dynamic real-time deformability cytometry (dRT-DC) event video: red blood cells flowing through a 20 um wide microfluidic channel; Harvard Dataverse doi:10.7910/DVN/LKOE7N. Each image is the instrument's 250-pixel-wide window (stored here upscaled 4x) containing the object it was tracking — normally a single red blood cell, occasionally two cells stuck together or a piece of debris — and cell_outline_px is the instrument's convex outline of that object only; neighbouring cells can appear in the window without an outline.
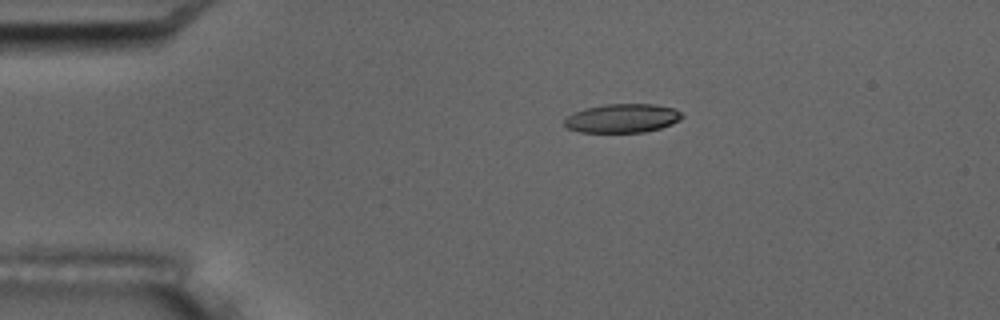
{"species": "common noctule bat (a hibernating species)", "species_latin": "Nyctalus noctula", "temperature_condition": "room temperature", "stored_images_in_passage": 4, "camera_frame_rate_fps": 3000, "um_per_image_px": 0.085, "animal": {"sex": "male", "body_mass_g": 17.5, "forearm_length_mm": 52.3}, "frame": {"image": 1, "passage_image": 3, "time_ms": 3.0, "image_size_px": [1000, 320], "cell_outline_px": [[684, 116], [680, 120], [672, 124], [660, 128], [644, 132], [580, 132], [564, 128], [564, 120], [568, 116], [584, 108], [604, 104], [656, 104], [676, 108]], "centroid_in_image_um": [52.91, 10.05], "position_along_channel_um": 32.1, "area_um2": 19.94}}